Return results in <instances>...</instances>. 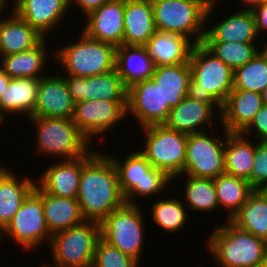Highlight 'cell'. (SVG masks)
<instances>
[{"instance_id":"obj_35","label":"cell","mask_w":267,"mask_h":267,"mask_svg":"<svg viewBox=\"0 0 267 267\" xmlns=\"http://www.w3.org/2000/svg\"><path fill=\"white\" fill-rule=\"evenodd\" d=\"M185 180L184 205L188 210L213 212L219 208L214 179L187 176Z\"/></svg>"},{"instance_id":"obj_8","label":"cell","mask_w":267,"mask_h":267,"mask_svg":"<svg viewBox=\"0 0 267 267\" xmlns=\"http://www.w3.org/2000/svg\"><path fill=\"white\" fill-rule=\"evenodd\" d=\"M101 238V226L96 221H87L58 232L49 242L52 265L40 267H92L95 249Z\"/></svg>"},{"instance_id":"obj_46","label":"cell","mask_w":267,"mask_h":267,"mask_svg":"<svg viewBox=\"0 0 267 267\" xmlns=\"http://www.w3.org/2000/svg\"><path fill=\"white\" fill-rule=\"evenodd\" d=\"M256 191L267 201V183L261 185Z\"/></svg>"},{"instance_id":"obj_9","label":"cell","mask_w":267,"mask_h":267,"mask_svg":"<svg viewBox=\"0 0 267 267\" xmlns=\"http://www.w3.org/2000/svg\"><path fill=\"white\" fill-rule=\"evenodd\" d=\"M146 134L141 154L157 169L172 179L180 178L184 171L188 134L168 128L165 124L142 127Z\"/></svg>"},{"instance_id":"obj_2","label":"cell","mask_w":267,"mask_h":267,"mask_svg":"<svg viewBox=\"0 0 267 267\" xmlns=\"http://www.w3.org/2000/svg\"><path fill=\"white\" fill-rule=\"evenodd\" d=\"M189 65L191 81L187 96L192 100L211 104L221 114L222 105L233 90L234 70L202 43L192 47Z\"/></svg>"},{"instance_id":"obj_41","label":"cell","mask_w":267,"mask_h":267,"mask_svg":"<svg viewBox=\"0 0 267 267\" xmlns=\"http://www.w3.org/2000/svg\"><path fill=\"white\" fill-rule=\"evenodd\" d=\"M253 131L256 132V140L267 141V106L263 105L261 107L242 134L247 136V134L254 133Z\"/></svg>"},{"instance_id":"obj_21","label":"cell","mask_w":267,"mask_h":267,"mask_svg":"<svg viewBox=\"0 0 267 267\" xmlns=\"http://www.w3.org/2000/svg\"><path fill=\"white\" fill-rule=\"evenodd\" d=\"M214 112L211 104L186 96L177 106L170 109L169 117L164 124L170 129L186 134L203 132L205 125H211V134H216L212 127L216 120Z\"/></svg>"},{"instance_id":"obj_42","label":"cell","mask_w":267,"mask_h":267,"mask_svg":"<svg viewBox=\"0 0 267 267\" xmlns=\"http://www.w3.org/2000/svg\"><path fill=\"white\" fill-rule=\"evenodd\" d=\"M252 12L255 18L258 35L264 31L267 32V1L254 8Z\"/></svg>"},{"instance_id":"obj_6","label":"cell","mask_w":267,"mask_h":267,"mask_svg":"<svg viewBox=\"0 0 267 267\" xmlns=\"http://www.w3.org/2000/svg\"><path fill=\"white\" fill-rule=\"evenodd\" d=\"M52 53L65 75L90 77L115 69L116 47L91 39L83 32L76 42L54 48Z\"/></svg>"},{"instance_id":"obj_15","label":"cell","mask_w":267,"mask_h":267,"mask_svg":"<svg viewBox=\"0 0 267 267\" xmlns=\"http://www.w3.org/2000/svg\"><path fill=\"white\" fill-rule=\"evenodd\" d=\"M73 102L101 99L105 101H127L128 89L116 69L90 77L64 76Z\"/></svg>"},{"instance_id":"obj_24","label":"cell","mask_w":267,"mask_h":267,"mask_svg":"<svg viewBox=\"0 0 267 267\" xmlns=\"http://www.w3.org/2000/svg\"><path fill=\"white\" fill-rule=\"evenodd\" d=\"M35 185L31 177H16L8 167L0 166V238Z\"/></svg>"},{"instance_id":"obj_32","label":"cell","mask_w":267,"mask_h":267,"mask_svg":"<svg viewBox=\"0 0 267 267\" xmlns=\"http://www.w3.org/2000/svg\"><path fill=\"white\" fill-rule=\"evenodd\" d=\"M47 38H44L37 46L21 53L1 57V66L10 78L28 77L42 78L49 54L46 48ZM46 45V46H45Z\"/></svg>"},{"instance_id":"obj_47","label":"cell","mask_w":267,"mask_h":267,"mask_svg":"<svg viewBox=\"0 0 267 267\" xmlns=\"http://www.w3.org/2000/svg\"><path fill=\"white\" fill-rule=\"evenodd\" d=\"M9 0H0V17H2L3 13H5V8H8Z\"/></svg>"},{"instance_id":"obj_16","label":"cell","mask_w":267,"mask_h":267,"mask_svg":"<svg viewBox=\"0 0 267 267\" xmlns=\"http://www.w3.org/2000/svg\"><path fill=\"white\" fill-rule=\"evenodd\" d=\"M85 18L87 24L83 28V33L86 36L115 47L123 45L124 0H109Z\"/></svg>"},{"instance_id":"obj_49","label":"cell","mask_w":267,"mask_h":267,"mask_svg":"<svg viewBox=\"0 0 267 267\" xmlns=\"http://www.w3.org/2000/svg\"><path fill=\"white\" fill-rule=\"evenodd\" d=\"M255 267H267V261L265 263L261 264V265L255 266Z\"/></svg>"},{"instance_id":"obj_18","label":"cell","mask_w":267,"mask_h":267,"mask_svg":"<svg viewBox=\"0 0 267 267\" xmlns=\"http://www.w3.org/2000/svg\"><path fill=\"white\" fill-rule=\"evenodd\" d=\"M96 153L53 163L42 172L36 184L46 193L65 198H77L82 166ZM38 182V183H37Z\"/></svg>"},{"instance_id":"obj_34","label":"cell","mask_w":267,"mask_h":267,"mask_svg":"<svg viewBox=\"0 0 267 267\" xmlns=\"http://www.w3.org/2000/svg\"><path fill=\"white\" fill-rule=\"evenodd\" d=\"M214 184L218 205L220 208L223 207L224 210H227V216L225 217L227 221L233 217L255 191L247 180L227 173L214 178Z\"/></svg>"},{"instance_id":"obj_25","label":"cell","mask_w":267,"mask_h":267,"mask_svg":"<svg viewBox=\"0 0 267 267\" xmlns=\"http://www.w3.org/2000/svg\"><path fill=\"white\" fill-rule=\"evenodd\" d=\"M211 29L206 28L203 42L255 43L257 28L252 11L242 10L225 17Z\"/></svg>"},{"instance_id":"obj_23","label":"cell","mask_w":267,"mask_h":267,"mask_svg":"<svg viewBox=\"0 0 267 267\" xmlns=\"http://www.w3.org/2000/svg\"><path fill=\"white\" fill-rule=\"evenodd\" d=\"M156 31L151 0H124L123 45H145Z\"/></svg>"},{"instance_id":"obj_12","label":"cell","mask_w":267,"mask_h":267,"mask_svg":"<svg viewBox=\"0 0 267 267\" xmlns=\"http://www.w3.org/2000/svg\"><path fill=\"white\" fill-rule=\"evenodd\" d=\"M1 233L13 238L26 252L41 246L42 242L49 244L52 235L45 221L43 200L34 189Z\"/></svg>"},{"instance_id":"obj_13","label":"cell","mask_w":267,"mask_h":267,"mask_svg":"<svg viewBox=\"0 0 267 267\" xmlns=\"http://www.w3.org/2000/svg\"><path fill=\"white\" fill-rule=\"evenodd\" d=\"M126 117L127 101L95 99L76 103L72 121L92 141L95 139L94 137H100V135L112 131Z\"/></svg>"},{"instance_id":"obj_36","label":"cell","mask_w":267,"mask_h":267,"mask_svg":"<svg viewBox=\"0 0 267 267\" xmlns=\"http://www.w3.org/2000/svg\"><path fill=\"white\" fill-rule=\"evenodd\" d=\"M152 220L169 234L180 232L187 220L188 213L182 200L171 197L158 198L152 202Z\"/></svg>"},{"instance_id":"obj_3","label":"cell","mask_w":267,"mask_h":267,"mask_svg":"<svg viewBox=\"0 0 267 267\" xmlns=\"http://www.w3.org/2000/svg\"><path fill=\"white\" fill-rule=\"evenodd\" d=\"M219 0H151L157 31L203 42L208 19ZM206 24V25H205Z\"/></svg>"},{"instance_id":"obj_17","label":"cell","mask_w":267,"mask_h":267,"mask_svg":"<svg viewBox=\"0 0 267 267\" xmlns=\"http://www.w3.org/2000/svg\"><path fill=\"white\" fill-rule=\"evenodd\" d=\"M75 103L64 75L40 78L33 116L72 119Z\"/></svg>"},{"instance_id":"obj_44","label":"cell","mask_w":267,"mask_h":267,"mask_svg":"<svg viewBox=\"0 0 267 267\" xmlns=\"http://www.w3.org/2000/svg\"><path fill=\"white\" fill-rule=\"evenodd\" d=\"M240 1L244 3L242 10L252 11L254 8L262 5L267 0H240Z\"/></svg>"},{"instance_id":"obj_43","label":"cell","mask_w":267,"mask_h":267,"mask_svg":"<svg viewBox=\"0 0 267 267\" xmlns=\"http://www.w3.org/2000/svg\"><path fill=\"white\" fill-rule=\"evenodd\" d=\"M108 1L109 0H69V7L72 8L73 4L77 5V7L79 6L78 8H80L81 11L84 12L82 14L85 17L91 11L101 7L103 4H105Z\"/></svg>"},{"instance_id":"obj_20","label":"cell","mask_w":267,"mask_h":267,"mask_svg":"<svg viewBox=\"0 0 267 267\" xmlns=\"http://www.w3.org/2000/svg\"><path fill=\"white\" fill-rule=\"evenodd\" d=\"M263 105L261 93L233 89L218 113L221 126L229 133H242Z\"/></svg>"},{"instance_id":"obj_14","label":"cell","mask_w":267,"mask_h":267,"mask_svg":"<svg viewBox=\"0 0 267 267\" xmlns=\"http://www.w3.org/2000/svg\"><path fill=\"white\" fill-rule=\"evenodd\" d=\"M168 103H164L160 87L150 78L135 83L128 88L127 115L133 114L138 125L146 127L164 124L170 113Z\"/></svg>"},{"instance_id":"obj_33","label":"cell","mask_w":267,"mask_h":267,"mask_svg":"<svg viewBox=\"0 0 267 267\" xmlns=\"http://www.w3.org/2000/svg\"><path fill=\"white\" fill-rule=\"evenodd\" d=\"M229 221L267 242V201L256 190Z\"/></svg>"},{"instance_id":"obj_48","label":"cell","mask_w":267,"mask_h":267,"mask_svg":"<svg viewBox=\"0 0 267 267\" xmlns=\"http://www.w3.org/2000/svg\"><path fill=\"white\" fill-rule=\"evenodd\" d=\"M261 95H262L263 104L267 106V87L262 91Z\"/></svg>"},{"instance_id":"obj_22","label":"cell","mask_w":267,"mask_h":267,"mask_svg":"<svg viewBox=\"0 0 267 267\" xmlns=\"http://www.w3.org/2000/svg\"><path fill=\"white\" fill-rule=\"evenodd\" d=\"M156 65L145 45L116 47L115 69L128 89L137 82L150 79Z\"/></svg>"},{"instance_id":"obj_39","label":"cell","mask_w":267,"mask_h":267,"mask_svg":"<svg viewBox=\"0 0 267 267\" xmlns=\"http://www.w3.org/2000/svg\"><path fill=\"white\" fill-rule=\"evenodd\" d=\"M140 264L117 247L100 238L97 242L92 267H139Z\"/></svg>"},{"instance_id":"obj_28","label":"cell","mask_w":267,"mask_h":267,"mask_svg":"<svg viewBox=\"0 0 267 267\" xmlns=\"http://www.w3.org/2000/svg\"><path fill=\"white\" fill-rule=\"evenodd\" d=\"M40 78H11L0 97V115L28 113L33 117Z\"/></svg>"},{"instance_id":"obj_1","label":"cell","mask_w":267,"mask_h":267,"mask_svg":"<svg viewBox=\"0 0 267 267\" xmlns=\"http://www.w3.org/2000/svg\"><path fill=\"white\" fill-rule=\"evenodd\" d=\"M77 200L84 219L98 223L125 203L115 165L107 153L96 152L82 166Z\"/></svg>"},{"instance_id":"obj_50","label":"cell","mask_w":267,"mask_h":267,"mask_svg":"<svg viewBox=\"0 0 267 267\" xmlns=\"http://www.w3.org/2000/svg\"><path fill=\"white\" fill-rule=\"evenodd\" d=\"M265 47H262V50L267 54V43H265Z\"/></svg>"},{"instance_id":"obj_40","label":"cell","mask_w":267,"mask_h":267,"mask_svg":"<svg viewBox=\"0 0 267 267\" xmlns=\"http://www.w3.org/2000/svg\"><path fill=\"white\" fill-rule=\"evenodd\" d=\"M255 142V156L251 172V187L254 190L267 183V141Z\"/></svg>"},{"instance_id":"obj_29","label":"cell","mask_w":267,"mask_h":267,"mask_svg":"<svg viewBox=\"0 0 267 267\" xmlns=\"http://www.w3.org/2000/svg\"><path fill=\"white\" fill-rule=\"evenodd\" d=\"M145 46L155 65L162 66L189 62L194 44L181 35L156 31Z\"/></svg>"},{"instance_id":"obj_7","label":"cell","mask_w":267,"mask_h":267,"mask_svg":"<svg viewBox=\"0 0 267 267\" xmlns=\"http://www.w3.org/2000/svg\"><path fill=\"white\" fill-rule=\"evenodd\" d=\"M112 155L108 156L115 165L125 203L137 205V196H157L174 180L163 170L153 167L139 150L121 160Z\"/></svg>"},{"instance_id":"obj_19","label":"cell","mask_w":267,"mask_h":267,"mask_svg":"<svg viewBox=\"0 0 267 267\" xmlns=\"http://www.w3.org/2000/svg\"><path fill=\"white\" fill-rule=\"evenodd\" d=\"M16 1V2H15ZM13 10L44 38L69 13V0H14Z\"/></svg>"},{"instance_id":"obj_27","label":"cell","mask_w":267,"mask_h":267,"mask_svg":"<svg viewBox=\"0 0 267 267\" xmlns=\"http://www.w3.org/2000/svg\"><path fill=\"white\" fill-rule=\"evenodd\" d=\"M34 190L42 197L45 221L51 235L85 221L77 198L57 197L44 192L38 184Z\"/></svg>"},{"instance_id":"obj_37","label":"cell","mask_w":267,"mask_h":267,"mask_svg":"<svg viewBox=\"0 0 267 267\" xmlns=\"http://www.w3.org/2000/svg\"><path fill=\"white\" fill-rule=\"evenodd\" d=\"M267 87V54L261 50L245 65L234 70L233 89L262 93Z\"/></svg>"},{"instance_id":"obj_51","label":"cell","mask_w":267,"mask_h":267,"mask_svg":"<svg viewBox=\"0 0 267 267\" xmlns=\"http://www.w3.org/2000/svg\"><path fill=\"white\" fill-rule=\"evenodd\" d=\"M5 120H4V118L0 115V125H1V123H3Z\"/></svg>"},{"instance_id":"obj_30","label":"cell","mask_w":267,"mask_h":267,"mask_svg":"<svg viewBox=\"0 0 267 267\" xmlns=\"http://www.w3.org/2000/svg\"><path fill=\"white\" fill-rule=\"evenodd\" d=\"M249 135L227 132L224 167L225 173L247 180L251 185L252 164L256 145L249 141Z\"/></svg>"},{"instance_id":"obj_31","label":"cell","mask_w":267,"mask_h":267,"mask_svg":"<svg viewBox=\"0 0 267 267\" xmlns=\"http://www.w3.org/2000/svg\"><path fill=\"white\" fill-rule=\"evenodd\" d=\"M151 78L160 87L164 103H168L170 108H174L188 93L191 81L189 62L156 66Z\"/></svg>"},{"instance_id":"obj_10","label":"cell","mask_w":267,"mask_h":267,"mask_svg":"<svg viewBox=\"0 0 267 267\" xmlns=\"http://www.w3.org/2000/svg\"><path fill=\"white\" fill-rule=\"evenodd\" d=\"M140 204L124 203L101 223V238L138 263L144 244L145 223Z\"/></svg>"},{"instance_id":"obj_5","label":"cell","mask_w":267,"mask_h":267,"mask_svg":"<svg viewBox=\"0 0 267 267\" xmlns=\"http://www.w3.org/2000/svg\"><path fill=\"white\" fill-rule=\"evenodd\" d=\"M36 130V151L45 157L76 159L87 155L92 147L90 140L77 128L69 118H27ZM90 146V147H89ZM89 147V148H88ZM47 155V156H46Z\"/></svg>"},{"instance_id":"obj_26","label":"cell","mask_w":267,"mask_h":267,"mask_svg":"<svg viewBox=\"0 0 267 267\" xmlns=\"http://www.w3.org/2000/svg\"><path fill=\"white\" fill-rule=\"evenodd\" d=\"M11 11L8 17H0V57L32 49L44 39L36 29Z\"/></svg>"},{"instance_id":"obj_38","label":"cell","mask_w":267,"mask_h":267,"mask_svg":"<svg viewBox=\"0 0 267 267\" xmlns=\"http://www.w3.org/2000/svg\"><path fill=\"white\" fill-rule=\"evenodd\" d=\"M202 44L232 70L245 65L262 49L256 43L202 42Z\"/></svg>"},{"instance_id":"obj_4","label":"cell","mask_w":267,"mask_h":267,"mask_svg":"<svg viewBox=\"0 0 267 267\" xmlns=\"http://www.w3.org/2000/svg\"><path fill=\"white\" fill-rule=\"evenodd\" d=\"M213 228L207 239V251L219 267H255L267 261V242L240 230L229 220Z\"/></svg>"},{"instance_id":"obj_45","label":"cell","mask_w":267,"mask_h":267,"mask_svg":"<svg viewBox=\"0 0 267 267\" xmlns=\"http://www.w3.org/2000/svg\"><path fill=\"white\" fill-rule=\"evenodd\" d=\"M10 79L11 78L4 72L2 66H0V97H1V93L7 87Z\"/></svg>"},{"instance_id":"obj_11","label":"cell","mask_w":267,"mask_h":267,"mask_svg":"<svg viewBox=\"0 0 267 267\" xmlns=\"http://www.w3.org/2000/svg\"><path fill=\"white\" fill-rule=\"evenodd\" d=\"M208 132L188 134L183 175L196 178H217L225 173L224 152L227 131L221 136H210Z\"/></svg>"}]
</instances>
